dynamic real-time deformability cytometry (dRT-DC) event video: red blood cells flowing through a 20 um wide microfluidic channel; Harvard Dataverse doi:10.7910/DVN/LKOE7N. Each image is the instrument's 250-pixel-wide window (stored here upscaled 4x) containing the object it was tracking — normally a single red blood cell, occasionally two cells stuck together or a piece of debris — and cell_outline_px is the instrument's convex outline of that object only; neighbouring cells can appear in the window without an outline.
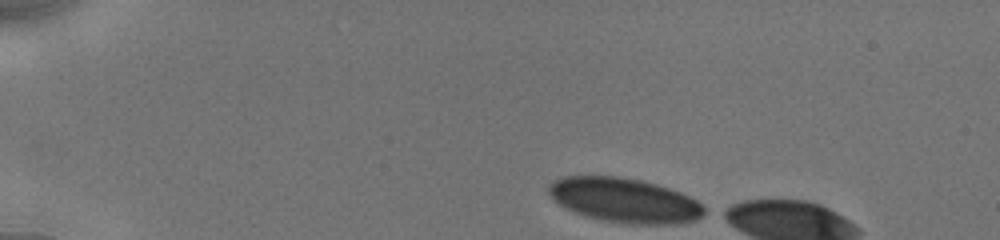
{"species": "human", "species_latin": "Homo sapiens", "temperature_condition": "cold", "stored_images_in_passage": 4, "camera_frame_rate_fps": 3000, "um_per_image_px": 0.085, "donor": {"sex": "male"}, "frame": {"image": 1, "passage_image": 1, "time_ms": 0.0, "image_size_px": [1000, 240], "cell_outline_px": [[708, 212], [696, 220], [684, 224], [628, 224], [604, 220], [588, 216], [576, 212], [552, 200], [548, 192], [548, 184], [552, 180], [564, 176], [616, 176], [640, 180], [656, 184], [680, 192], [696, 200]], "centroid_in_image_um": [53.09, 17.02], "position_along_channel_um": 31.9, "area_um2": 40.4}}